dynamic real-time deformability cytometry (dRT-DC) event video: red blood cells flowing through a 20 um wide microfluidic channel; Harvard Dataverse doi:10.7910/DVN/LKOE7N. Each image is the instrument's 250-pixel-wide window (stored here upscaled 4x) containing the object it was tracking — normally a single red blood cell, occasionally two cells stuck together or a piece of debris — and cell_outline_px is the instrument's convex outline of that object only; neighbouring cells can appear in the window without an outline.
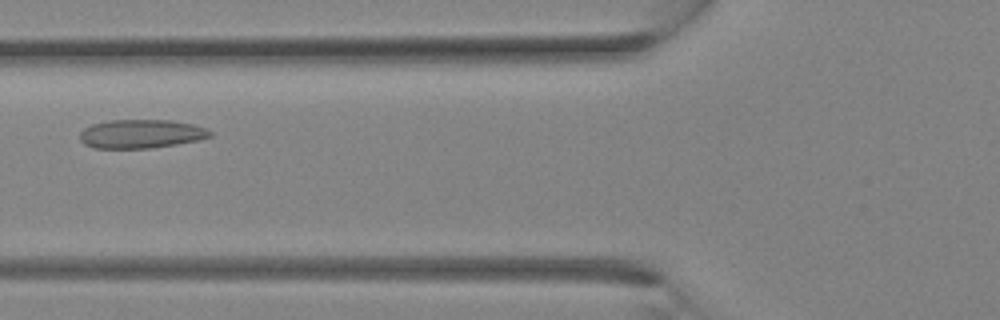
{"species": "Egyptian fruit bat (a non-hibernating species)", "species_latin": "Rousettus aegyptiacus", "temperature_condition": "room temperature", "stored_images_in_passage": 28, "camera_frame_rate_fps": 3000, "um_per_image_px": 0.085, "animal": {"sex": "female"}, "frame": {"image": 1, "passage_image": 8, "time_ms": 2.333, "image_size_px": [1000, 320], "cell_outline_px": [[212, 136], [196, 140], [176, 144], [148, 148], [92, 148], [84, 144], [80, 140], [80, 132], [84, 128], [92, 124], [108, 120], [172, 120], [192, 124], [204, 128], [212, 132]], "centroid_in_image_um": [11.95, 11.37], "position_along_channel_um": 113.9, "area_um2": 21.73}}
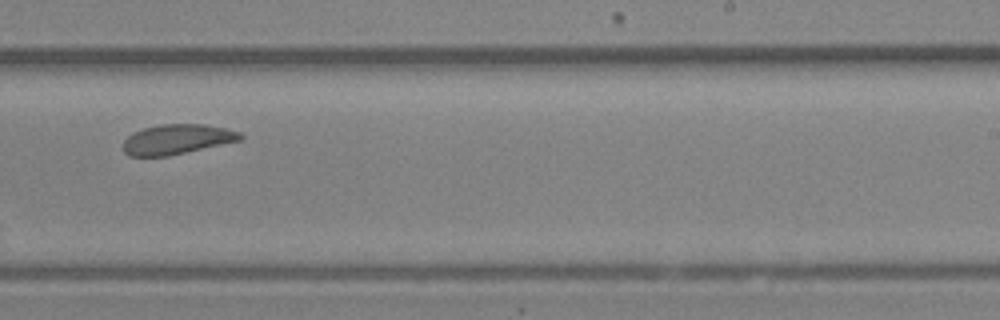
{"frame": {"image": 2, "passage_image": 16, "time_ms": 5.0, "image_size_px": [1000, 320], "cell_outline_px": [[244, 136], [240, 140], [168, 156], [128, 156], [124, 152], [124, 140], [132, 132], [144, 128], [160, 124], [204, 124], [224, 128], [240, 132]], "centroid_in_image_um": [15.02, 11.83], "position_along_channel_um": 274.0, "area_um2": 20.29}}
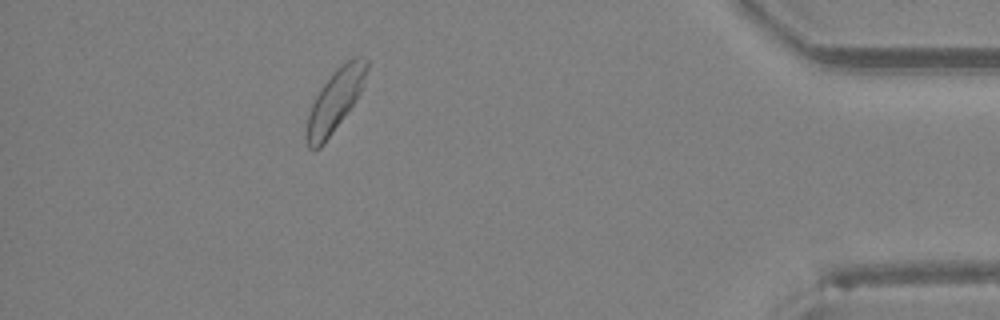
{"frame": {"image": 3, "passage_image": 25, "time_ms": 8.0, "image_size_px": [1000, 320], "cell_outline_px": [[368, 68], [364, 84], [360, 92], [352, 104], [324, 144], [320, 148], [312, 152], [308, 148], [304, 140], [304, 132], [308, 116], [312, 104], [320, 88], [336, 68], [352, 56], [360, 56], [368, 60]], "centroid_in_image_um": [28.44, 8.57], "position_along_channel_um": 406.8, "area_um2": 21.79}}